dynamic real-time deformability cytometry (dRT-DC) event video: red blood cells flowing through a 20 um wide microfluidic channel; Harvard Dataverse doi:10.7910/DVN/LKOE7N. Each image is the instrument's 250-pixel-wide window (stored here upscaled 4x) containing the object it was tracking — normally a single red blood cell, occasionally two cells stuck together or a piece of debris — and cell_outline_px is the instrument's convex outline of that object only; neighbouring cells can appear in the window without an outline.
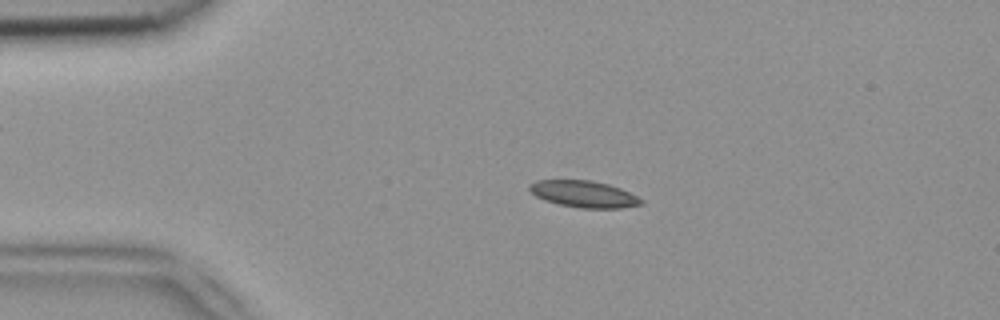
{"species": "common noctule bat (a hibernating species)", "species_latin": "Nyctalus noctula", "temperature_condition": "room temperature", "stored_images_in_passage": 52, "camera_frame_rate_fps": 3000, "um_per_image_px": 0.085, "animal": {"sex": "female", "body_mass_g": 18.4}, "frame": {"image": 1, "passage_image": 11, "time_ms": 3.333, "image_size_px": [1000, 320], "cell_outline_px": [[644, 204], [620, 208], [580, 208], [560, 204], [544, 200], [536, 196], [528, 188], [528, 184], [536, 180], [588, 180], [608, 184], [620, 188], [644, 200]], "centroid_in_image_um": [49.62, 16.49], "position_along_channel_um": 35.4, "area_um2": 17.28}}
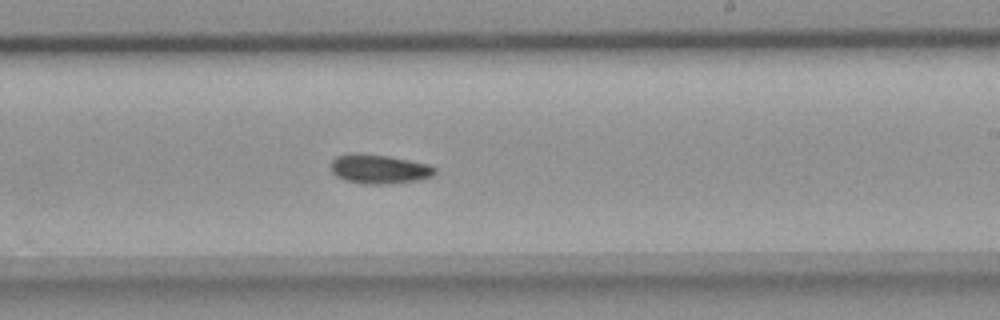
{"frame": {"image": 2, "passage_image": 31, "time_ms": 10.0, "image_size_px": [1000, 320], "cell_outline_px": [[436, 172], [432, 176], [420, 180], [388, 184], [364, 184], [344, 180], [336, 176], [332, 172], [332, 160], [336, 156], [352, 152], [360, 152], [388, 156], [428, 164], [436, 168]], "centroid_in_image_um": [32.21, 14.36], "position_along_channel_um": 256.8, "area_um2": 17.92}}
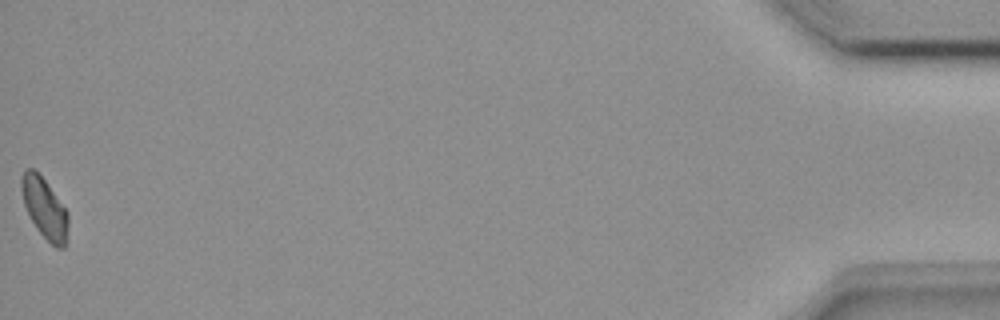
{"frame": {"image": 3, "passage_image": 52, "time_ms": 17.0, "image_size_px": [1000, 320], "cell_outline_px": [[68, 224], [64, 248], [56, 248], [36, 228], [24, 204], [20, 188], [20, 176], [28, 168], [32, 168], [44, 180], [68, 212]], "centroid_in_image_um": [3.77, 17.69], "position_along_channel_um": 431.4, "area_um2": 16.07}, "authors_computed_cell_mechanics": {"area_um2": 17.0221, "velocity_mm_per_s": 3.9005, "shape_relaxation_time_tau1_ms": 8.5789, "shape_relaxation_time_tau2_ms": null, "deformation_change_tau1": 0.1331, "deformation_change_tau2": null}}